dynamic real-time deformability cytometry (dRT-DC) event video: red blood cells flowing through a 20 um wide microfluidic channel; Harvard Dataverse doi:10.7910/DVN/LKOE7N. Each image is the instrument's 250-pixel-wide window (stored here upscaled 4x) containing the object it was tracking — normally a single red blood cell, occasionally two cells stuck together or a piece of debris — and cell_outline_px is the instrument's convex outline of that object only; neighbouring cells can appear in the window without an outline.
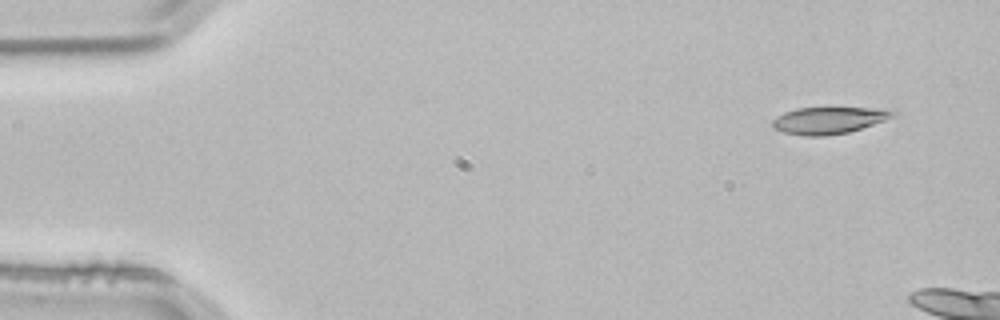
{"species": "common noctule bat (a hibernating species)", "species_latin": "Nyctalus noctula", "temperature_condition": "room temperature", "stored_images_in_passage": 3, "camera_frame_rate_fps": 3000, "um_per_image_px": 0.085, "animal": {"sex": "male", "body_mass_g": 21.5, "forearm_length_mm": 52.0}, "frame": {"image": 1, "passage_image": 1, "time_ms": 0.0, "image_size_px": [1000, 320], "cell_outline_px": [[896, 116], [848, 132], [824, 136], [804, 136], [784, 132], [772, 128], [772, 120], [784, 112], [796, 108], [884, 108], [896, 112]], "centroid_in_image_um": [70.42, 10.22], "position_along_channel_um": 14.6, "area_um2": 18.73}}